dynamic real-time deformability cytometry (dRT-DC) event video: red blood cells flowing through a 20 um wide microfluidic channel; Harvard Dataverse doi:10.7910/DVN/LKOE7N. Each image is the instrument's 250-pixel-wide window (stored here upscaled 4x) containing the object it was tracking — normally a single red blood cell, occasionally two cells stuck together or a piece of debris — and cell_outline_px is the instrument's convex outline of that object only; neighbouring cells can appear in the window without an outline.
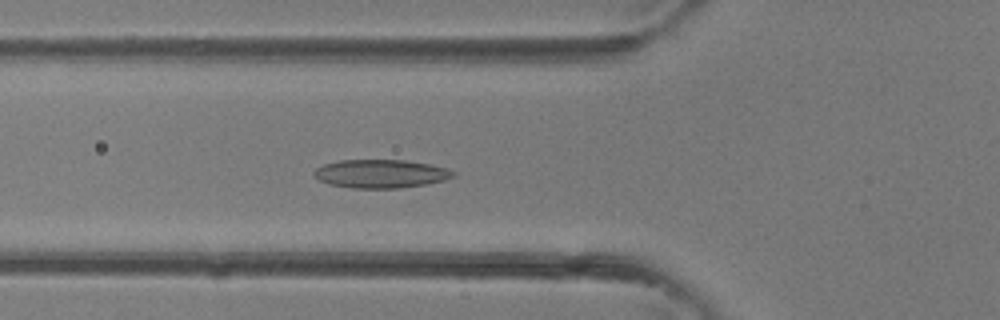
{"species": "common noctule bat (a hibernating species)", "species_latin": "Nyctalus noctula", "temperature_condition": "room temperature", "stored_images_in_passage": 26, "camera_frame_rate_fps": 3000, "um_per_image_px": 0.085, "animal": {"sex": "female"}, "frame": {"image": 1, "passage_image": 6, "time_ms": 1.667, "image_size_px": [1000, 320], "cell_outline_px": [[456, 176], [444, 180], [428, 184], [400, 188], [352, 188], [328, 184], [320, 180], [312, 172], [316, 168], [324, 164], [340, 160], [404, 160], [428, 164], [448, 168], [456, 172]], "centroid_in_image_um": [32.39, 14.77], "position_along_channel_um": 93.4, "area_um2": 23.12}}
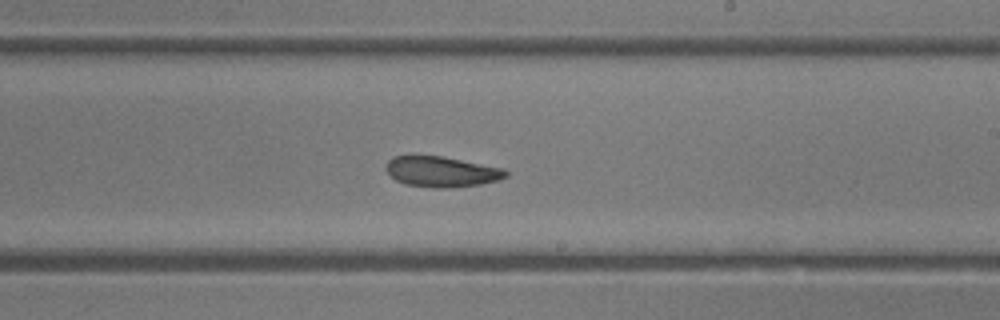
{"frame": {"image": 2, "passage_image": 15, "time_ms": 4.667, "image_size_px": [1000, 320], "cell_outline_px": [[508, 176], [500, 180], [480, 184], [448, 188], [436, 188], [404, 184], [396, 180], [384, 168], [388, 160], [392, 156], [440, 156], [504, 168], [508, 172]], "centroid_in_image_um": [37.54, 14.6], "position_along_channel_um": 251.5, "area_um2": 21.27}}
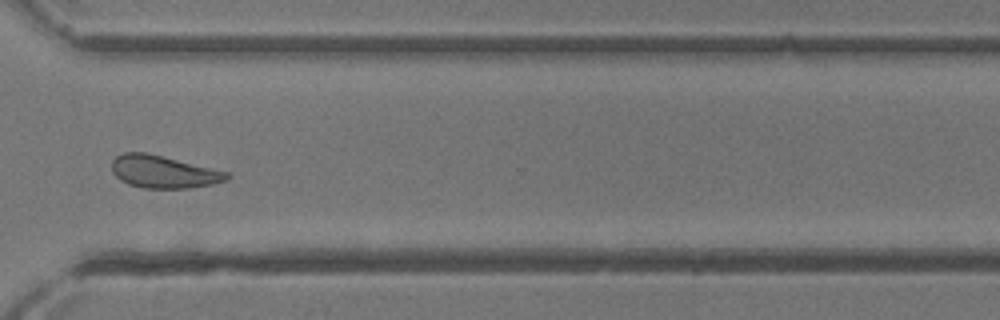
{"frame": {"image": 3, "passage_image": 21, "time_ms": 6.667, "image_size_px": [1000, 320], "cell_outline_px": [[232, 176], [228, 180], [212, 184], [188, 188], [144, 188], [128, 184], [120, 180], [112, 172], [112, 160], [116, 156], [124, 152], [144, 152], [228, 172]], "centroid_in_image_um": [13.88, 14.61], "position_along_channel_um": 356.7, "area_um2": 21.62}}